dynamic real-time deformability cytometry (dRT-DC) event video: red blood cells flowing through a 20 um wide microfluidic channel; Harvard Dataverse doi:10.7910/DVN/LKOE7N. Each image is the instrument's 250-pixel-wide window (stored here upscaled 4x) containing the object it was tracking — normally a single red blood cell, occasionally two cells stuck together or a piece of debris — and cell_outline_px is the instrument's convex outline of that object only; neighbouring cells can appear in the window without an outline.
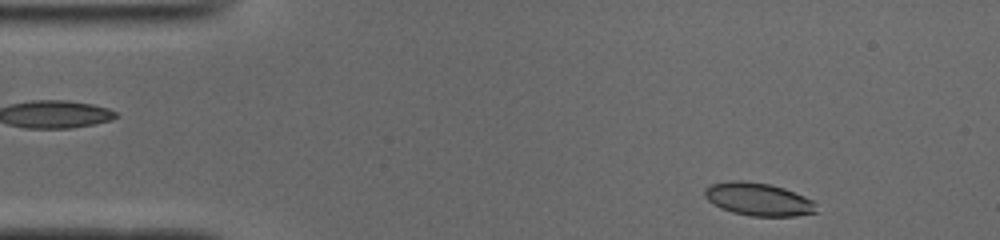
{"species": "common noctule bat (a hibernating species)", "species_latin": "Nyctalus noctula", "temperature_condition": "cold", "stored_images_in_passage": 47, "camera_frame_rate_fps": 3000, "um_per_image_px": 0.085, "animal": {"sex": "male", "body_mass_g": 19.0, "forearm_length_mm": 50.8}, "frame": {"image": 1, "passage_image": 2, "time_ms": 0.333, "image_size_px": [1000, 240], "cell_outline_px": [[820, 212], [796, 216], [752, 216], [732, 212], [720, 208], [712, 204], [704, 196], [704, 188], [708, 184], [732, 180], [740, 180], [768, 184], [784, 188], [804, 196], [812, 200], [816, 204]], "centroid_in_image_um": [64.45, 16.94], "position_along_channel_um": 20.6, "area_um2": 21.68}}
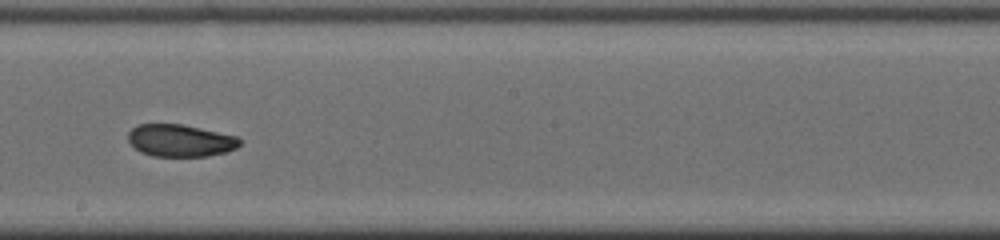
{"frame": {"image": 2, "passage_image": 24, "time_ms": 7.667, "image_size_px": [1000, 240], "cell_outline_px": [[240, 144], [236, 148], [228, 152], [208, 156], [152, 156], [140, 152], [128, 140], [128, 132], [132, 128], [140, 124], [180, 124], [200, 128], [236, 136], [240, 140]], "centroid_in_image_um": [15.32, 11.95], "position_along_channel_um": 232.9, "area_um2": 20.87}}
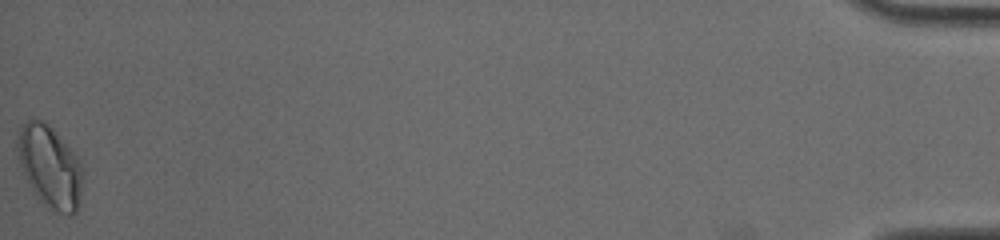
{"frame": {"image": 3, "passage_image": 47, "time_ms": 15.333, "image_size_px": [1000, 240], "cell_outline_px": [[80, 196], [76, 212], [72, 216], [68, 216], [52, 212], [36, 196], [28, 184], [24, 176], [20, 164], [16, 140], [20, 128], [28, 120], [44, 120], [56, 132], [80, 160]], "centroid_in_image_um": [4.21, 14.2], "position_along_channel_um": 431.0, "area_um2": 30.98}, "authors_computed_cell_mechanics": {"area_um2": 22.0796, "velocity_mm_per_s": 3.9213, "shape_relaxation_time_tau1_ms": null, "shape_relaxation_time_tau2_ms": 1.966, "deformation_change_tau1": null, "deformation_change_tau2": 0.0662}}